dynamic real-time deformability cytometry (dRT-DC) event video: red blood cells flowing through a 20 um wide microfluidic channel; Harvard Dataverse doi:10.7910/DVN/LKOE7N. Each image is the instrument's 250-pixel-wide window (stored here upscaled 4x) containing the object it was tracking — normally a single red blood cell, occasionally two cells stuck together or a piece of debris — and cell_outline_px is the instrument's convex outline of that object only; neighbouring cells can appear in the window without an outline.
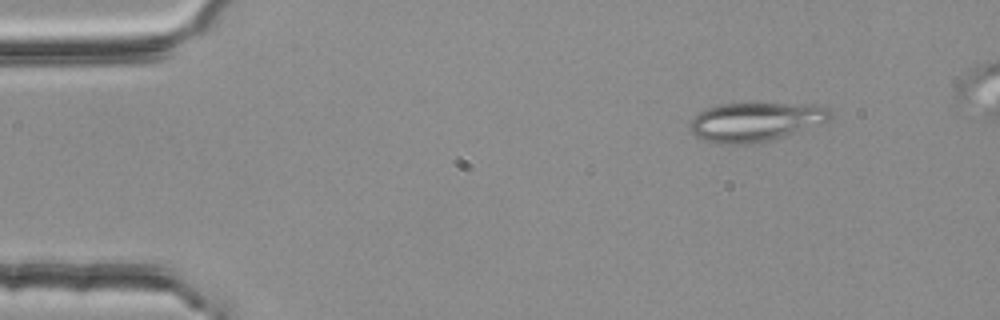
{"species": "common noctule bat (a hibernating species)", "species_latin": "Nyctalus noctula", "temperature_condition": "room temperature", "stored_images_in_passage": 45, "camera_frame_rate_fps": 3000, "um_per_image_px": 0.085, "animal": {"sex": "female", "body_mass_g": 25.1}, "frame": {"image": 1, "passage_image": 1, "time_ms": 0.0, "image_size_px": [1000, 320], "cell_outline_px": [[832, 116], [828, 120], [784, 136], [768, 140], [708, 140], [696, 136], [688, 128], [692, 120], [700, 112], [708, 108], [720, 104], [756, 100], [812, 104], [828, 108]], "centroid_in_image_um": [64.29, 10.21], "position_along_channel_um": 20.7, "area_um2": 31.21}}
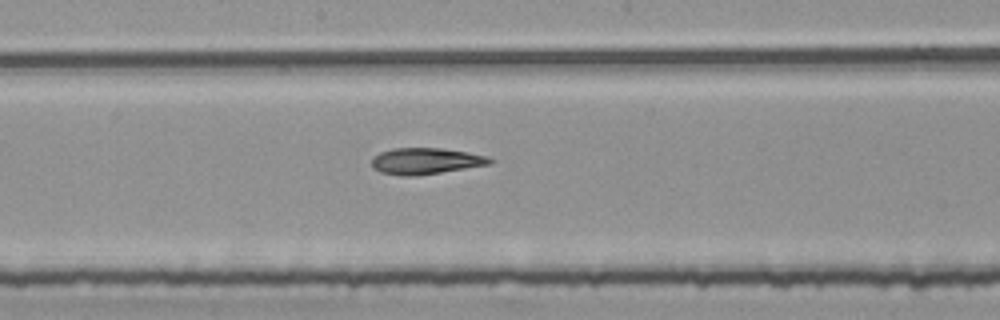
{"frame": {"image": 2, "passage_image": 23, "time_ms": 7.333, "image_size_px": [1000, 320], "cell_outline_px": [[496, 160], [492, 164], [440, 172], [412, 176], [400, 176], [380, 172], [372, 168], [372, 160], [380, 152], [392, 148], [440, 148], [468, 152], [488, 156]], "centroid_in_image_um": [36.21, 13.69], "position_along_channel_um": 212.0, "area_um2": 18.15}}
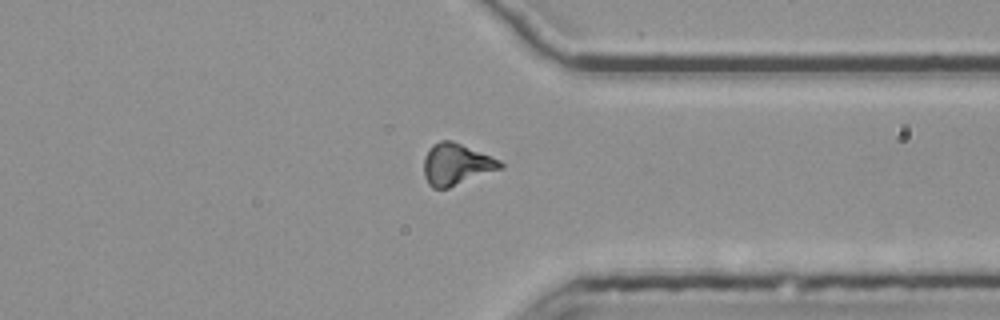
{"frame": {"image": 3, "passage_image": 36, "time_ms": 11.667, "image_size_px": [1000, 320], "cell_outline_px": [[504, 168], [448, 188], [432, 188], [428, 184], [424, 176], [424, 156], [432, 144], [440, 140], [452, 140], [500, 160], [504, 164]], "centroid_in_image_um": [38.78, 13.97], "position_along_channel_um": 372.6, "area_um2": 18.61}}